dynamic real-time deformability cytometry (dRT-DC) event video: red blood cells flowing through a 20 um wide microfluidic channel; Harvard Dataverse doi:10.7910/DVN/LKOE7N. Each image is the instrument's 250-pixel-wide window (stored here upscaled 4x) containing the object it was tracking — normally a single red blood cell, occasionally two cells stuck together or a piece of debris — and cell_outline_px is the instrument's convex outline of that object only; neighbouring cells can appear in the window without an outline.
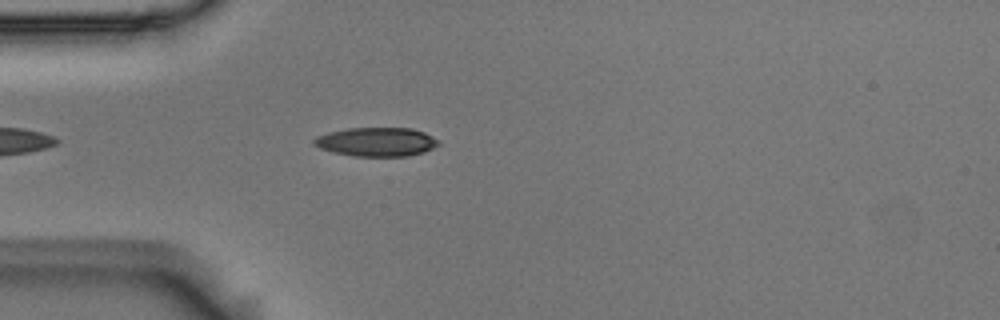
{"species": "Egyptian fruit bat (a non-hibernating species)", "species_latin": "Rousettus aegyptiacus", "temperature_condition": "room temperature", "stored_images_in_passage": 26, "camera_frame_rate_fps": 3000, "um_per_image_px": 0.085, "animal": {"sex": "male"}, "frame": {"image": 1, "passage_image": 5, "time_ms": 1.333, "image_size_px": [1000, 320], "cell_outline_px": [[440, 144], [424, 152], [408, 156], [352, 156], [332, 152], [320, 148], [312, 144], [312, 140], [316, 136], [328, 132], [348, 128], [412, 128], [424, 132], [436, 140]], "centroid_in_image_um": [31.95, 12.06], "position_along_channel_um": 53.1, "area_um2": 20.98}}
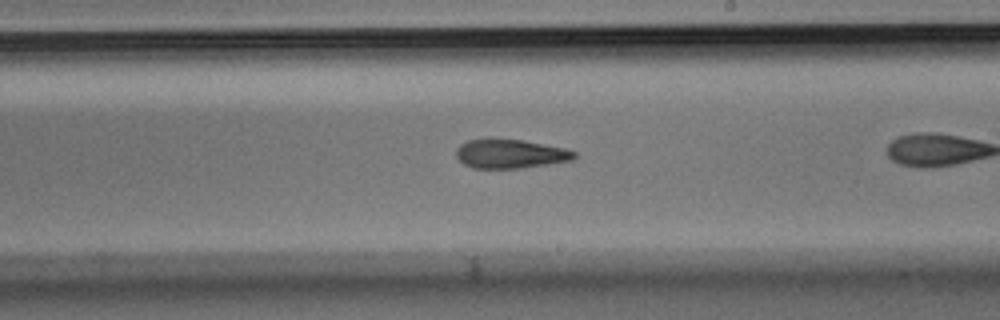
{"frame": {"image": 2, "passage_image": 15, "time_ms": 4.667, "image_size_px": [1000, 320], "cell_outline_px": [[576, 156], [572, 160], [548, 164], [520, 168], [472, 168], [464, 164], [456, 156], [456, 148], [460, 144], [468, 140], [524, 140], [564, 148], [576, 152]], "centroid_in_image_um": [43.37, 13.09], "position_along_channel_um": 245.6, "area_um2": 19.65}}
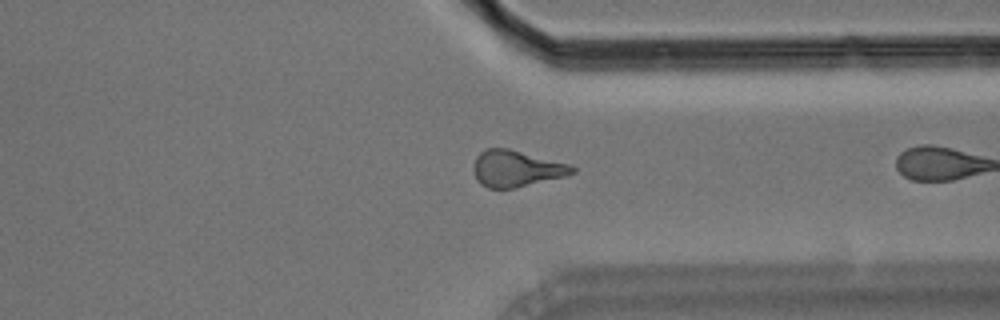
{"frame": {"image": 3, "passage_image": 25, "time_ms": 8.0, "image_size_px": [1000, 320], "cell_outline_px": [[576, 172], [564, 176], [512, 188], [488, 188], [480, 184], [476, 180], [472, 168], [476, 156], [484, 148], [508, 148], [572, 164], [576, 168]], "centroid_in_image_um": [43.86, 14.31], "position_along_channel_um": 367.5, "area_um2": 21.04}}